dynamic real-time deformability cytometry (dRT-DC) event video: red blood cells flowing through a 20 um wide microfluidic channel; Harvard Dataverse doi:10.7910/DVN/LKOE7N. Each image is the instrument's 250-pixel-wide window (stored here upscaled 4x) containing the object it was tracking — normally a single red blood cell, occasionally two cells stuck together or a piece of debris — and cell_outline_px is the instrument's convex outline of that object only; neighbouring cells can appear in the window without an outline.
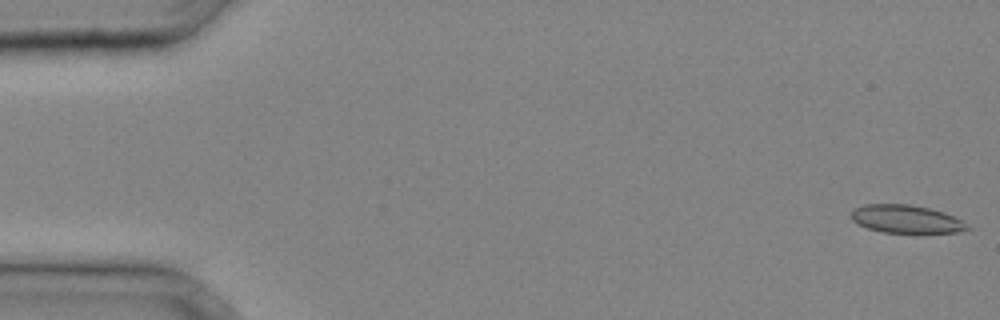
{"species": "common noctule bat (a hibernating species)", "species_latin": "Nyctalus noctula", "temperature_condition": "cold", "stored_images_in_passage": 33, "camera_frame_rate_fps": 3000, "um_per_image_px": 0.085, "animal": {"sex": "male", "body_mass_g": 20.4}, "frame": {"image": 1, "passage_image": 1, "time_ms": 0.0, "image_size_px": [1000, 320], "cell_outline_px": [[972, 228], [960, 232], [924, 236], [916, 236], [880, 232], [856, 224], [852, 220], [852, 212], [856, 208], [864, 204], [908, 204], [928, 208], [944, 212], [960, 220]], "centroid_in_image_um": [77.08, 18.7], "position_along_channel_um": 7.9, "area_um2": 20.0}}
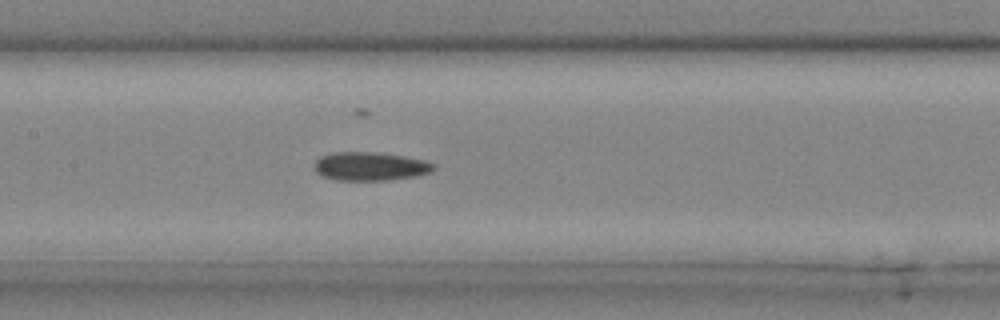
{"frame": {"image": 2, "passage_image": 17, "time_ms": 5.333, "image_size_px": [1000, 320], "cell_outline_px": [[436, 168], [428, 172], [416, 176], [388, 180], [336, 180], [324, 176], [316, 172], [316, 160], [320, 156], [332, 152], [372, 152], [404, 156], [428, 160], [436, 164]], "centroid_in_image_um": [31.51, 14.13], "position_along_channel_um": 175.9, "area_um2": 19.83}}
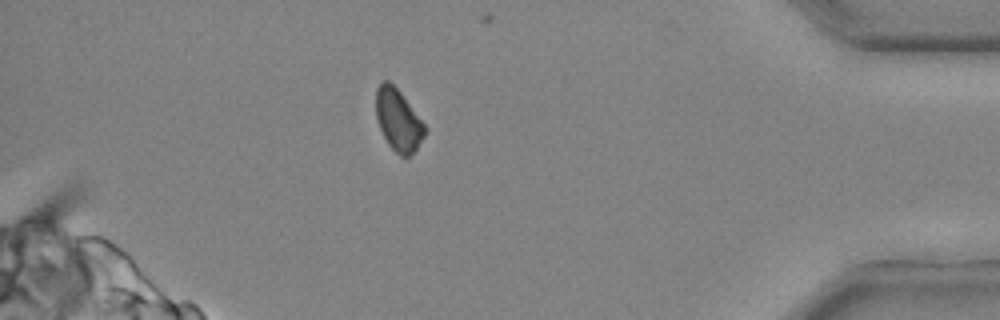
{"frame": {"image": 3, "passage_image": 31, "time_ms": 10.0, "image_size_px": [1000, 320], "cell_outline_px": [[428, 128], [424, 136], [416, 148], [408, 156], [400, 156], [388, 144], [376, 120], [376, 88], [384, 80], [388, 80], [400, 92]], "centroid_in_image_um": [33.84, 10.2], "position_along_channel_um": 401.4, "area_um2": 17.4}}